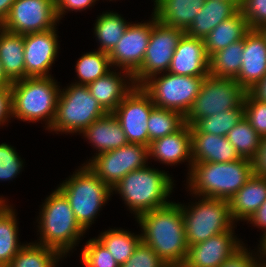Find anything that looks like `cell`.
I'll return each instance as SVG.
<instances>
[{
    "instance_id": "1",
    "label": "cell",
    "mask_w": 266,
    "mask_h": 267,
    "mask_svg": "<svg viewBox=\"0 0 266 267\" xmlns=\"http://www.w3.org/2000/svg\"><path fill=\"white\" fill-rule=\"evenodd\" d=\"M136 219L141 227L142 242L150 246L168 267H181L189 246L180 204L171 202L142 213Z\"/></svg>"
},
{
    "instance_id": "2",
    "label": "cell",
    "mask_w": 266,
    "mask_h": 267,
    "mask_svg": "<svg viewBox=\"0 0 266 267\" xmlns=\"http://www.w3.org/2000/svg\"><path fill=\"white\" fill-rule=\"evenodd\" d=\"M252 160L193 163L188 188L196 197L230 200L253 175Z\"/></svg>"
},
{
    "instance_id": "3",
    "label": "cell",
    "mask_w": 266,
    "mask_h": 267,
    "mask_svg": "<svg viewBox=\"0 0 266 267\" xmlns=\"http://www.w3.org/2000/svg\"><path fill=\"white\" fill-rule=\"evenodd\" d=\"M37 219L40 237L37 244L56 250L63 258L86 232L77 222L68 199L57 188L41 205Z\"/></svg>"
},
{
    "instance_id": "4",
    "label": "cell",
    "mask_w": 266,
    "mask_h": 267,
    "mask_svg": "<svg viewBox=\"0 0 266 267\" xmlns=\"http://www.w3.org/2000/svg\"><path fill=\"white\" fill-rule=\"evenodd\" d=\"M171 178L167 172L146 165L129 172L112 188V192L121 195L137 218L142 213L171 203L168 199L174 185Z\"/></svg>"
},
{
    "instance_id": "5",
    "label": "cell",
    "mask_w": 266,
    "mask_h": 267,
    "mask_svg": "<svg viewBox=\"0 0 266 267\" xmlns=\"http://www.w3.org/2000/svg\"><path fill=\"white\" fill-rule=\"evenodd\" d=\"M12 116L21 121H45L46 129L52 126L60 93V86L50 77H26L11 85Z\"/></svg>"
},
{
    "instance_id": "6",
    "label": "cell",
    "mask_w": 266,
    "mask_h": 267,
    "mask_svg": "<svg viewBox=\"0 0 266 267\" xmlns=\"http://www.w3.org/2000/svg\"><path fill=\"white\" fill-rule=\"evenodd\" d=\"M82 165L57 188L68 199L77 222L87 231L113 192L85 163Z\"/></svg>"
},
{
    "instance_id": "7",
    "label": "cell",
    "mask_w": 266,
    "mask_h": 267,
    "mask_svg": "<svg viewBox=\"0 0 266 267\" xmlns=\"http://www.w3.org/2000/svg\"><path fill=\"white\" fill-rule=\"evenodd\" d=\"M106 114L87 85L71 83L67 88L60 89L55 120L49 131L80 134Z\"/></svg>"
},
{
    "instance_id": "8",
    "label": "cell",
    "mask_w": 266,
    "mask_h": 267,
    "mask_svg": "<svg viewBox=\"0 0 266 267\" xmlns=\"http://www.w3.org/2000/svg\"><path fill=\"white\" fill-rule=\"evenodd\" d=\"M200 198L198 202L188 206L180 204L188 246L206 241L235 227L228 200Z\"/></svg>"
},
{
    "instance_id": "9",
    "label": "cell",
    "mask_w": 266,
    "mask_h": 267,
    "mask_svg": "<svg viewBox=\"0 0 266 267\" xmlns=\"http://www.w3.org/2000/svg\"><path fill=\"white\" fill-rule=\"evenodd\" d=\"M246 90L233 78L215 77L208 74L200 87L185 124L193 126L198 120L234 108H243Z\"/></svg>"
},
{
    "instance_id": "10",
    "label": "cell",
    "mask_w": 266,
    "mask_h": 267,
    "mask_svg": "<svg viewBox=\"0 0 266 267\" xmlns=\"http://www.w3.org/2000/svg\"><path fill=\"white\" fill-rule=\"evenodd\" d=\"M159 75L151 76L141 87L150 95L155 107L177 111L185 116L199 94L205 77L169 72Z\"/></svg>"
},
{
    "instance_id": "11",
    "label": "cell",
    "mask_w": 266,
    "mask_h": 267,
    "mask_svg": "<svg viewBox=\"0 0 266 267\" xmlns=\"http://www.w3.org/2000/svg\"><path fill=\"white\" fill-rule=\"evenodd\" d=\"M91 159L86 161V165L112 189L129 172L148 165L149 146L128 143L118 149L93 155Z\"/></svg>"
},
{
    "instance_id": "12",
    "label": "cell",
    "mask_w": 266,
    "mask_h": 267,
    "mask_svg": "<svg viewBox=\"0 0 266 267\" xmlns=\"http://www.w3.org/2000/svg\"><path fill=\"white\" fill-rule=\"evenodd\" d=\"M185 32L166 26L156 20L153 14V27L141 67L133 74L136 86L162 72H168L174 51Z\"/></svg>"
},
{
    "instance_id": "13",
    "label": "cell",
    "mask_w": 266,
    "mask_h": 267,
    "mask_svg": "<svg viewBox=\"0 0 266 267\" xmlns=\"http://www.w3.org/2000/svg\"><path fill=\"white\" fill-rule=\"evenodd\" d=\"M59 23L52 0H16L0 27L25 35L56 28Z\"/></svg>"
},
{
    "instance_id": "14",
    "label": "cell",
    "mask_w": 266,
    "mask_h": 267,
    "mask_svg": "<svg viewBox=\"0 0 266 267\" xmlns=\"http://www.w3.org/2000/svg\"><path fill=\"white\" fill-rule=\"evenodd\" d=\"M154 107L150 95L141 86H135L112 112L120 122L128 143L149 146L147 121Z\"/></svg>"
},
{
    "instance_id": "15",
    "label": "cell",
    "mask_w": 266,
    "mask_h": 267,
    "mask_svg": "<svg viewBox=\"0 0 266 267\" xmlns=\"http://www.w3.org/2000/svg\"><path fill=\"white\" fill-rule=\"evenodd\" d=\"M152 27L153 13L152 19L148 22L129 24L117 45L108 53L112 68H121V71L133 75L141 67Z\"/></svg>"
},
{
    "instance_id": "16",
    "label": "cell",
    "mask_w": 266,
    "mask_h": 267,
    "mask_svg": "<svg viewBox=\"0 0 266 267\" xmlns=\"http://www.w3.org/2000/svg\"><path fill=\"white\" fill-rule=\"evenodd\" d=\"M57 28L24 35L26 77H50L49 70L57 58Z\"/></svg>"
},
{
    "instance_id": "17",
    "label": "cell",
    "mask_w": 266,
    "mask_h": 267,
    "mask_svg": "<svg viewBox=\"0 0 266 267\" xmlns=\"http://www.w3.org/2000/svg\"><path fill=\"white\" fill-rule=\"evenodd\" d=\"M234 234L233 227L206 241L189 246L181 267H219L244 244Z\"/></svg>"
},
{
    "instance_id": "18",
    "label": "cell",
    "mask_w": 266,
    "mask_h": 267,
    "mask_svg": "<svg viewBox=\"0 0 266 267\" xmlns=\"http://www.w3.org/2000/svg\"><path fill=\"white\" fill-rule=\"evenodd\" d=\"M209 59L204 39L184 33L174 51L168 72L182 76L206 77L209 74Z\"/></svg>"
},
{
    "instance_id": "19",
    "label": "cell",
    "mask_w": 266,
    "mask_h": 267,
    "mask_svg": "<svg viewBox=\"0 0 266 267\" xmlns=\"http://www.w3.org/2000/svg\"><path fill=\"white\" fill-rule=\"evenodd\" d=\"M242 58L241 70L234 80L250 91L266 75V40L258 30L245 36Z\"/></svg>"
},
{
    "instance_id": "20",
    "label": "cell",
    "mask_w": 266,
    "mask_h": 267,
    "mask_svg": "<svg viewBox=\"0 0 266 267\" xmlns=\"http://www.w3.org/2000/svg\"><path fill=\"white\" fill-rule=\"evenodd\" d=\"M191 146L190 125L185 124L177 132L150 142L149 157L170 166L188 161L189 175L193 165Z\"/></svg>"
},
{
    "instance_id": "21",
    "label": "cell",
    "mask_w": 266,
    "mask_h": 267,
    "mask_svg": "<svg viewBox=\"0 0 266 267\" xmlns=\"http://www.w3.org/2000/svg\"><path fill=\"white\" fill-rule=\"evenodd\" d=\"M114 71L111 69L105 76L87 85L91 95L107 113H112L136 86L131 73Z\"/></svg>"
},
{
    "instance_id": "22",
    "label": "cell",
    "mask_w": 266,
    "mask_h": 267,
    "mask_svg": "<svg viewBox=\"0 0 266 267\" xmlns=\"http://www.w3.org/2000/svg\"><path fill=\"white\" fill-rule=\"evenodd\" d=\"M192 160L198 162H232L241 159L227 137L209 133H191Z\"/></svg>"
},
{
    "instance_id": "23",
    "label": "cell",
    "mask_w": 266,
    "mask_h": 267,
    "mask_svg": "<svg viewBox=\"0 0 266 267\" xmlns=\"http://www.w3.org/2000/svg\"><path fill=\"white\" fill-rule=\"evenodd\" d=\"M206 0H154L156 20L186 32Z\"/></svg>"
},
{
    "instance_id": "24",
    "label": "cell",
    "mask_w": 266,
    "mask_h": 267,
    "mask_svg": "<svg viewBox=\"0 0 266 267\" xmlns=\"http://www.w3.org/2000/svg\"><path fill=\"white\" fill-rule=\"evenodd\" d=\"M81 134L98 150L95 154L112 151L128 144L120 122L113 113H107L97 119Z\"/></svg>"
},
{
    "instance_id": "25",
    "label": "cell",
    "mask_w": 266,
    "mask_h": 267,
    "mask_svg": "<svg viewBox=\"0 0 266 267\" xmlns=\"http://www.w3.org/2000/svg\"><path fill=\"white\" fill-rule=\"evenodd\" d=\"M266 200V178L255 174L229 200L233 221H248Z\"/></svg>"
},
{
    "instance_id": "26",
    "label": "cell",
    "mask_w": 266,
    "mask_h": 267,
    "mask_svg": "<svg viewBox=\"0 0 266 267\" xmlns=\"http://www.w3.org/2000/svg\"><path fill=\"white\" fill-rule=\"evenodd\" d=\"M239 10L233 2L206 0L185 33L191 37L204 39L218 24L230 19Z\"/></svg>"
},
{
    "instance_id": "27",
    "label": "cell",
    "mask_w": 266,
    "mask_h": 267,
    "mask_svg": "<svg viewBox=\"0 0 266 267\" xmlns=\"http://www.w3.org/2000/svg\"><path fill=\"white\" fill-rule=\"evenodd\" d=\"M251 31L248 21L239 10L230 19L218 24L205 38V50L210 58L219 50L245 38Z\"/></svg>"
},
{
    "instance_id": "28",
    "label": "cell",
    "mask_w": 266,
    "mask_h": 267,
    "mask_svg": "<svg viewBox=\"0 0 266 267\" xmlns=\"http://www.w3.org/2000/svg\"><path fill=\"white\" fill-rule=\"evenodd\" d=\"M24 58V35L0 27V63L12 82L25 78Z\"/></svg>"
},
{
    "instance_id": "29",
    "label": "cell",
    "mask_w": 266,
    "mask_h": 267,
    "mask_svg": "<svg viewBox=\"0 0 266 267\" xmlns=\"http://www.w3.org/2000/svg\"><path fill=\"white\" fill-rule=\"evenodd\" d=\"M18 222L12 205H0V267H6L24 246L19 243Z\"/></svg>"
},
{
    "instance_id": "30",
    "label": "cell",
    "mask_w": 266,
    "mask_h": 267,
    "mask_svg": "<svg viewBox=\"0 0 266 267\" xmlns=\"http://www.w3.org/2000/svg\"><path fill=\"white\" fill-rule=\"evenodd\" d=\"M243 50L244 39L214 53L209 59V74L235 79L241 70Z\"/></svg>"
},
{
    "instance_id": "31",
    "label": "cell",
    "mask_w": 266,
    "mask_h": 267,
    "mask_svg": "<svg viewBox=\"0 0 266 267\" xmlns=\"http://www.w3.org/2000/svg\"><path fill=\"white\" fill-rule=\"evenodd\" d=\"M129 24L130 22L113 11L98 15L94 25V34L100 44L98 50L109 53L117 45Z\"/></svg>"
},
{
    "instance_id": "32",
    "label": "cell",
    "mask_w": 266,
    "mask_h": 267,
    "mask_svg": "<svg viewBox=\"0 0 266 267\" xmlns=\"http://www.w3.org/2000/svg\"><path fill=\"white\" fill-rule=\"evenodd\" d=\"M113 255L116 262L121 266L134 253L139 245L141 234H134L124 229H109L96 237Z\"/></svg>"
},
{
    "instance_id": "33",
    "label": "cell",
    "mask_w": 266,
    "mask_h": 267,
    "mask_svg": "<svg viewBox=\"0 0 266 267\" xmlns=\"http://www.w3.org/2000/svg\"><path fill=\"white\" fill-rule=\"evenodd\" d=\"M62 256L36 242L25 244L6 267H56Z\"/></svg>"
},
{
    "instance_id": "34",
    "label": "cell",
    "mask_w": 266,
    "mask_h": 267,
    "mask_svg": "<svg viewBox=\"0 0 266 267\" xmlns=\"http://www.w3.org/2000/svg\"><path fill=\"white\" fill-rule=\"evenodd\" d=\"M112 67L108 53L97 50L83 54L76 63L78 85H88L96 79L105 76Z\"/></svg>"
},
{
    "instance_id": "35",
    "label": "cell",
    "mask_w": 266,
    "mask_h": 267,
    "mask_svg": "<svg viewBox=\"0 0 266 267\" xmlns=\"http://www.w3.org/2000/svg\"><path fill=\"white\" fill-rule=\"evenodd\" d=\"M147 123L150 145V142L180 130L185 125V116L177 111L154 107Z\"/></svg>"
},
{
    "instance_id": "36",
    "label": "cell",
    "mask_w": 266,
    "mask_h": 267,
    "mask_svg": "<svg viewBox=\"0 0 266 267\" xmlns=\"http://www.w3.org/2000/svg\"><path fill=\"white\" fill-rule=\"evenodd\" d=\"M244 117L243 108H234L204 117L190 126L191 133H209L227 136L228 132Z\"/></svg>"
},
{
    "instance_id": "37",
    "label": "cell",
    "mask_w": 266,
    "mask_h": 267,
    "mask_svg": "<svg viewBox=\"0 0 266 267\" xmlns=\"http://www.w3.org/2000/svg\"><path fill=\"white\" fill-rule=\"evenodd\" d=\"M226 137L241 158L250 160L258 152L262 138L244 117L228 132Z\"/></svg>"
},
{
    "instance_id": "38",
    "label": "cell",
    "mask_w": 266,
    "mask_h": 267,
    "mask_svg": "<svg viewBox=\"0 0 266 267\" xmlns=\"http://www.w3.org/2000/svg\"><path fill=\"white\" fill-rule=\"evenodd\" d=\"M80 260L84 267H120L110 251L95 237L81 249Z\"/></svg>"
},
{
    "instance_id": "39",
    "label": "cell",
    "mask_w": 266,
    "mask_h": 267,
    "mask_svg": "<svg viewBox=\"0 0 266 267\" xmlns=\"http://www.w3.org/2000/svg\"><path fill=\"white\" fill-rule=\"evenodd\" d=\"M244 118L261 136H266V102L257 99L250 91H246L243 100Z\"/></svg>"
},
{
    "instance_id": "40",
    "label": "cell",
    "mask_w": 266,
    "mask_h": 267,
    "mask_svg": "<svg viewBox=\"0 0 266 267\" xmlns=\"http://www.w3.org/2000/svg\"><path fill=\"white\" fill-rule=\"evenodd\" d=\"M24 161L13 146L0 144V181H8L17 177L23 168Z\"/></svg>"
},
{
    "instance_id": "41",
    "label": "cell",
    "mask_w": 266,
    "mask_h": 267,
    "mask_svg": "<svg viewBox=\"0 0 266 267\" xmlns=\"http://www.w3.org/2000/svg\"><path fill=\"white\" fill-rule=\"evenodd\" d=\"M120 267H168L167 264L142 241L134 250L132 256Z\"/></svg>"
},
{
    "instance_id": "42",
    "label": "cell",
    "mask_w": 266,
    "mask_h": 267,
    "mask_svg": "<svg viewBox=\"0 0 266 267\" xmlns=\"http://www.w3.org/2000/svg\"><path fill=\"white\" fill-rule=\"evenodd\" d=\"M240 11L251 30L266 24V0H242Z\"/></svg>"
},
{
    "instance_id": "43",
    "label": "cell",
    "mask_w": 266,
    "mask_h": 267,
    "mask_svg": "<svg viewBox=\"0 0 266 267\" xmlns=\"http://www.w3.org/2000/svg\"><path fill=\"white\" fill-rule=\"evenodd\" d=\"M244 245L235 251L226 261L219 267H262V258L253 256Z\"/></svg>"
},
{
    "instance_id": "44",
    "label": "cell",
    "mask_w": 266,
    "mask_h": 267,
    "mask_svg": "<svg viewBox=\"0 0 266 267\" xmlns=\"http://www.w3.org/2000/svg\"><path fill=\"white\" fill-rule=\"evenodd\" d=\"M98 0H58L55 3L56 14L60 21L68 11H82L93 6ZM68 10V11H67Z\"/></svg>"
},
{
    "instance_id": "45",
    "label": "cell",
    "mask_w": 266,
    "mask_h": 267,
    "mask_svg": "<svg viewBox=\"0 0 266 267\" xmlns=\"http://www.w3.org/2000/svg\"><path fill=\"white\" fill-rule=\"evenodd\" d=\"M11 118H13L11 86H0V126L9 122Z\"/></svg>"
},
{
    "instance_id": "46",
    "label": "cell",
    "mask_w": 266,
    "mask_h": 267,
    "mask_svg": "<svg viewBox=\"0 0 266 267\" xmlns=\"http://www.w3.org/2000/svg\"><path fill=\"white\" fill-rule=\"evenodd\" d=\"M253 173L266 178V136L261 138L260 146L252 159Z\"/></svg>"
},
{
    "instance_id": "47",
    "label": "cell",
    "mask_w": 266,
    "mask_h": 267,
    "mask_svg": "<svg viewBox=\"0 0 266 267\" xmlns=\"http://www.w3.org/2000/svg\"><path fill=\"white\" fill-rule=\"evenodd\" d=\"M260 228L263 233H266V200L257 209V211L248 219L247 223ZM264 229V230H263Z\"/></svg>"
},
{
    "instance_id": "48",
    "label": "cell",
    "mask_w": 266,
    "mask_h": 267,
    "mask_svg": "<svg viewBox=\"0 0 266 267\" xmlns=\"http://www.w3.org/2000/svg\"><path fill=\"white\" fill-rule=\"evenodd\" d=\"M250 92L259 100L266 102V75Z\"/></svg>"
},
{
    "instance_id": "49",
    "label": "cell",
    "mask_w": 266,
    "mask_h": 267,
    "mask_svg": "<svg viewBox=\"0 0 266 267\" xmlns=\"http://www.w3.org/2000/svg\"><path fill=\"white\" fill-rule=\"evenodd\" d=\"M15 1L16 0H0V24L7 17L10 8Z\"/></svg>"
},
{
    "instance_id": "50",
    "label": "cell",
    "mask_w": 266,
    "mask_h": 267,
    "mask_svg": "<svg viewBox=\"0 0 266 267\" xmlns=\"http://www.w3.org/2000/svg\"><path fill=\"white\" fill-rule=\"evenodd\" d=\"M12 81L6 76L3 70V66L0 63V86L2 87H9L12 85Z\"/></svg>"
},
{
    "instance_id": "51",
    "label": "cell",
    "mask_w": 266,
    "mask_h": 267,
    "mask_svg": "<svg viewBox=\"0 0 266 267\" xmlns=\"http://www.w3.org/2000/svg\"><path fill=\"white\" fill-rule=\"evenodd\" d=\"M261 237L262 238H261V240L259 242L260 244L258 245V248L259 249L257 250V252L259 251L258 254H260L259 256L261 258H263V257L266 258V233L263 234Z\"/></svg>"
},
{
    "instance_id": "52",
    "label": "cell",
    "mask_w": 266,
    "mask_h": 267,
    "mask_svg": "<svg viewBox=\"0 0 266 267\" xmlns=\"http://www.w3.org/2000/svg\"><path fill=\"white\" fill-rule=\"evenodd\" d=\"M266 40V24L257 29Z\"/></svg>"
},
{
    "instance_id": "53",
    "label": "cell",
    "mask_w": 266,
    "mask_h": 267,
    "mask_svg": "<svg viewBox=\"0 0 266 267\" xmlns=\"http://www.w3.org/2000/svg\"><path fill=\"white\" fill-rule=\"evenodd\" d=\"M225 1L233 2L239 9L242 4V0H225Z\"/></svg>"
},
{
    "instance_id": "54",
    "label": "cell",
    "mask_w": 266,
    "mask_h": 267,
    "mask_svg": "<svg viewBox=\"0 0 266 267\" xmlns=\"http://www.w3.org/2000/svg\"><path fill=\"white\" fill-rule=\"evenodd\" d=\"M3 198H4V197H2V196L0 197V205H1L2 203H6V202H7V201H5V200H7V199H5V198L3 199Z\"/></svg>"
},
{
    "instance_id": "55",
    "label": "cell",
    "mask_w": 266,
    "mask_h": 267,
    "mask_svg": "<svg viewBox=\"0 0 266 267\" xmlns=\"http://www.w3.org/2000/svg\"><path fill=\"white\" fill-rule=\"evenodd\" d=\"M262 267H266V259L264 260L263 258H262Z\"/></svg>"
}]
</instances>
